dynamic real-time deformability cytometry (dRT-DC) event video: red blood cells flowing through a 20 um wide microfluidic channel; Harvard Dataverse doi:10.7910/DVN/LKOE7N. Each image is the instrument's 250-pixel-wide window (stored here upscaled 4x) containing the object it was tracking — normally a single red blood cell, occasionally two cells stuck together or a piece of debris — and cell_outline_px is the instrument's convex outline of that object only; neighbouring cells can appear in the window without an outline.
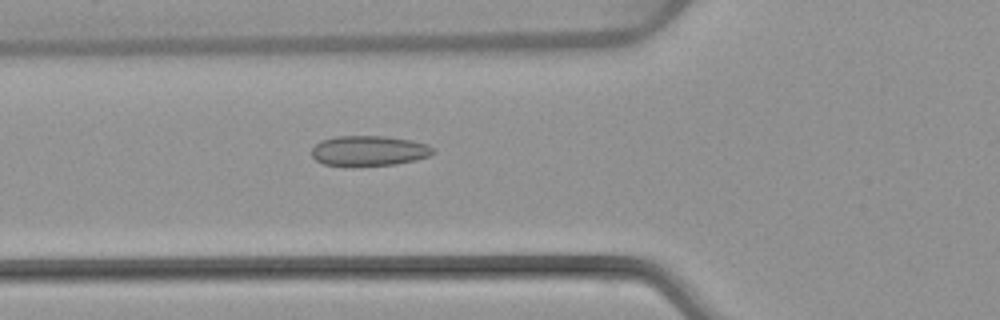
{"species": "common noctule bat (a hibernating species)", "species_latin": "Nyctalus noctula", "temperature_condition": "warm", "stored_images_in_passage": 52, "camera_frame_rate_fps": 3000, "um_per_image_px": 0.085, "animal": {"sex": "female", "body_mass_g": 22.7, "forearm_length_mm": 54.2}, "frame": {"image": 1, "passage_image": 19, "time_ms": 6.0, "image_size_px": [1000, 320], "cell_outline_px": [[436, 152], [428, 156], [416, 160], [396, 164], [324, 164], [316, 160], [312, 156], [312, 148], [320, 140], [336, 136], [384, 136], [412, 140], [428, 144], [436, 148]], "centroid_in_image_um": [31.42, 12.78], "position_along_channel_um": 94.4, "area_um2": 21.04}}
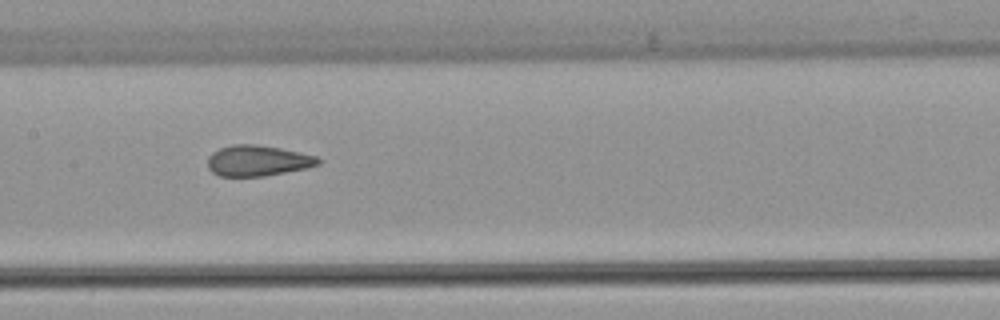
{"frame": {"image": 2, "passage_image": 26, "time_ms": 8.333, "image_size_px": [1000, 320], "cell_outline_px": [[320, 164], [308, 168], [264, 176], [220, 176], [212, 172], [208, 168], [208, 156], [212, 152], [220, 148], [232, 144], [256, 144], [280, 148], [300, 152], [316, 156], [320, 160]], "centroid_in_image_um": [21.9, 13.65], "position_along_channel_um": 185.5, "area_um2": 19.88}}
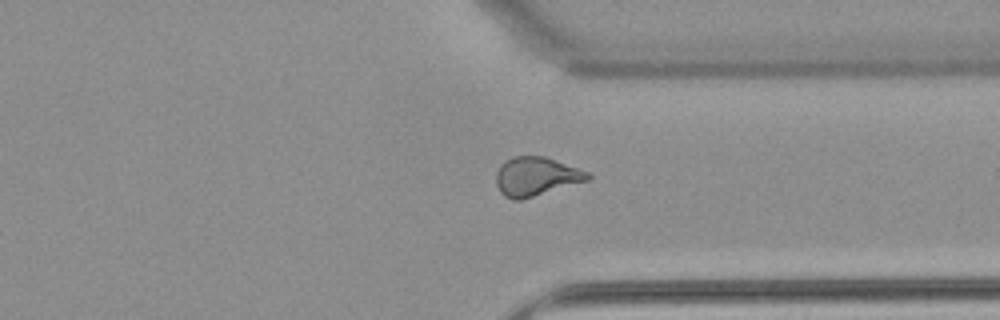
{"frame": {"image": 3, "passage_image": 40, "time_ms": 13.0, "image_size_px": [1000, 320], "cell_outline_px": [[592, 176], [588, 180], [520, 200], [516, 200], [504, 196], [500, 192], [496, 184], [496, 172], [500, 164], [504, 160], [512, 156], [544, 156], [588, 172]], "centroid_in_image_um": [45.52, 14.99], "position_along_channel_um": 365.9, "area_um2": 20.58}, "authors_computed_cell_mechanics": {"area_um2": 20.7502, "velocity_mm_per_s": 3.8786, "shape_relaxation_time_tau1_ms": 10.1558, "shape_relaxation_time_tau2_ms": 1.3111, "deformation_change_tau1": 0.2232, "deformation_change_tau2": 0.0692}}